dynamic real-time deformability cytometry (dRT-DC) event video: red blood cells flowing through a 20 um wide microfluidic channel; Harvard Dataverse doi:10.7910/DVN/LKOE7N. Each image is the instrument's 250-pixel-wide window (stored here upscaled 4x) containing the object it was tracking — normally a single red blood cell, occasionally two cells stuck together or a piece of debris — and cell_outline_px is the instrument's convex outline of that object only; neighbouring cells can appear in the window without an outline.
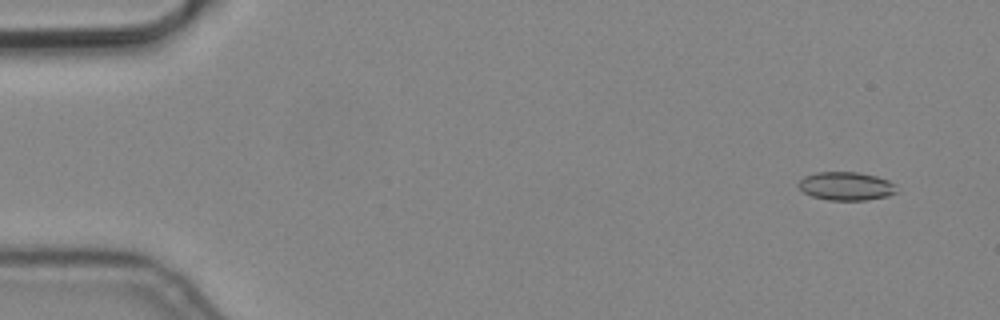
{"species": "common noctule bat (a hibernating species)", "species_latin": "Nyctalus noctula", "temperature_condition": "cold", "stored_images_in_passage": 5, "camera_frame_rate_fps": 3000, "um_per_image_px": 0.085, "animal": {"sex": "male", "body_mass_g": 19.2, "forearm_length_mm": 51.8}, "frame": {"image": 1, "passage_image": 2, "time_ms": 0.333, "image_size_px": [1000, 320], "cell_outline_px": [[896, 192], [888, 196], [868, 200], [828, 200], [812, 196], [804, 192], [796, 184], [804, 176], [816, 172], [860, 172], [876, 176], [888, 180], [896, 184]], "centroid_in_image_um": [71.92, 15.81], "position_along_channel_um": 13.1, "area_um2": 16.36}}
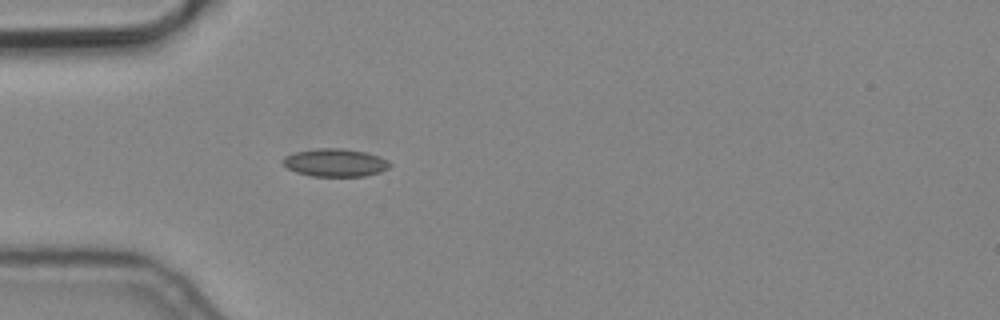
{"frame": {"image": 2, "passage_image": 5, "time_ms": 1.333, "image_size_px": [1000, 320], "cell_outline_px": [[392, 164], [388, 168], [380, 172], [364, 176], [312, 176], [296, 172], [288, 168], [280, 160], [284, 156], [296, 152], [316, 148], [340, 148], [364, 152], [388, 160]], "centroid_in_image_um": [28.47, 13.82], "position_along_channel_um": 56.5, "area_um2": 17.28}}